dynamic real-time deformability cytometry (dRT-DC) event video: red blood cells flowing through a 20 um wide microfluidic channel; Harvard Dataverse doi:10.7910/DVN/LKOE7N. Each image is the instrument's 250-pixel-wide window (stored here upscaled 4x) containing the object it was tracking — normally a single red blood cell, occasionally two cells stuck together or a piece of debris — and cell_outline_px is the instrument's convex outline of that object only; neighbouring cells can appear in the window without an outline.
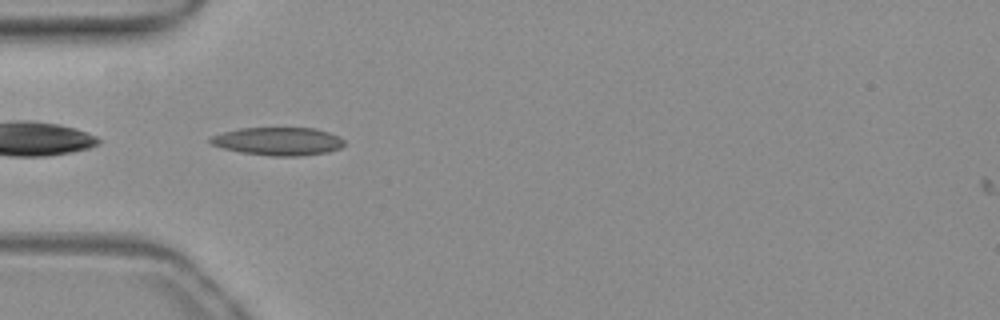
{"species": "common noctule bat (a hibernating species)", "species_latin": "Nyctalus noctula", "temperature_condition": "warm", "stored_images_in_passage": 37, "camera_frame_rate_fps": 3000, "um_per_image_px": 0.085, "animal": {"sex": "female", "body_mass_g": 19.3, "forearm_length_mm": 54.1}, "frame": {"image": 1, "passage_image": 1, "time_ms": 0.0, "image_size_px": [1000, 320], "cell_outline_px": [[344, 144], [340, 148], [328, 152], [300, 156], [268, 156], [240, 152], [224, 148], [212, 144], [208, 140], [212, 136], [224, 132], [240, 128], [316, 128], [340, 136], [344, 140]], "centroid_in_image_um": [23.67, 12.01], "position_along_channel_um": 61.3, "area_um2": 21.91}}
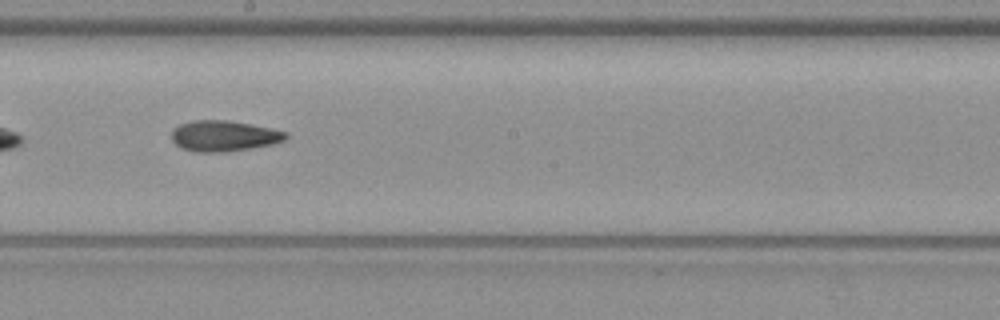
{"frame": {"image": 2, "passage_image": 14, "time_ms": 4.333, "image_size_px": [1000, 320], "cell_outline_px": [[288, 136], [284, 140], [272, 144], [252, 148], [224, 152], [196, 152], [180, 148], [172, 140], [172, 132], [180, 124], [192, 120], [228, 120], [252, 124], [272, 128], [288, 132]], "centroid_in_image_um": [19.05, 11.55], "position_along_channel_um": 229.2, "area_um2": 20.58}}
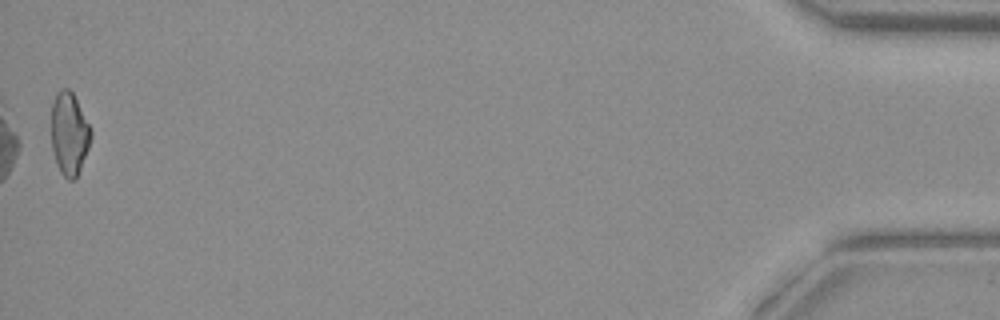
{"frame": {"image": 3, "passage_image": 37, "time_ms": 12.0, "image_size_px": [1000, 320], "cell_outline_px": [[92, 136], [88, 148], [76, 180], [68, 180], [60, 172], [56, 164], [52, 148], [52, 104], [56, 92], [60, 88], [68, 88], [72, 92], [92, 128]], "centroid_in_image_um": [5.89, 11.37], "position_along_channel_um": 429.3, "area_um2": 19.25}, "authors_computed_cell_mechanics": {"area_um2": 19.941, "velocity_mm_per_s": 3.9106, "shape_relaxation_time_tau1_ms": null, "shape_relaxation_time_tau2_ms": 5.1685, "deformation_change_tau1": null, "deformation_change_tau2": 0.1455}}